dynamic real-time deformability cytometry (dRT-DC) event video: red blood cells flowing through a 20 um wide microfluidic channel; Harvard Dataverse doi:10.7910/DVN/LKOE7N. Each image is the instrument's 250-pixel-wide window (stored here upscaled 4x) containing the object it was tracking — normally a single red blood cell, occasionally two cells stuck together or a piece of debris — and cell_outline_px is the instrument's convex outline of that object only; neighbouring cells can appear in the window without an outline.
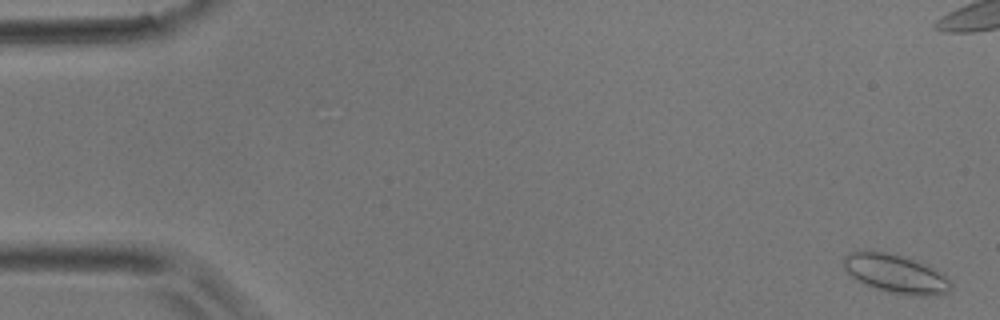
{"species": "common noctule bat (a hibernating species)", "species_latin": "Nyctalus noctula", "temperature_condition": "room temperature", "stored_images_in_passage": 5, "camera_frame_rate_fps": 3000, "um_per_image_px": 0.085, "animal": {"sex": "male", "body_mass_g": 17.9}, "frame": {"image": 1, "passage_image": 1, "time_ms": 0.0, "image_size_px": [1000, 320], "cell_outline_px": [[952, 288], [948, 292], [940, 296], [912, 296], [888, 292], [876, 288], [856, 280], [844, 268], [844, 256], [848, 252], [868, 248], [916, 260], [936, 268], [952, 280]], "centroid_in_image_um": [76.18, 23.26], "position_along_channel_um": 8.8, "area_um2": 24.8}}